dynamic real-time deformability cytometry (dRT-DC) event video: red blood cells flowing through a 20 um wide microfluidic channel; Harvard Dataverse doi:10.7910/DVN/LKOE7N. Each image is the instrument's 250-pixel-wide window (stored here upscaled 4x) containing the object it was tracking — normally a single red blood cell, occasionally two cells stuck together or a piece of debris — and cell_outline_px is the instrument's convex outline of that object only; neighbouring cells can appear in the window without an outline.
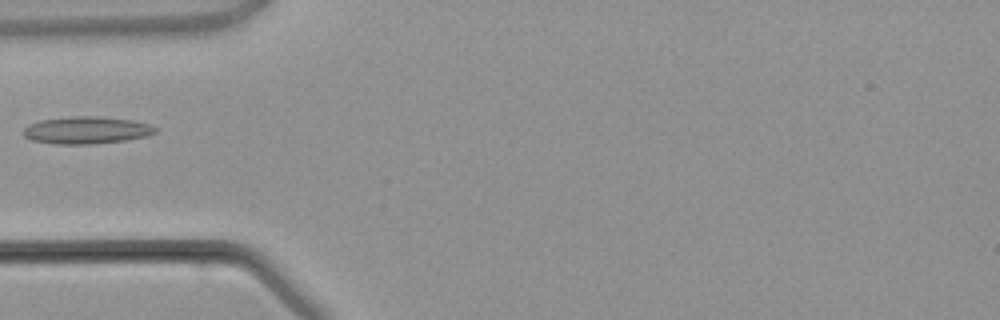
{"species": "common noctule bat (a hibernating species)", "species_latin": "Nyctalus noctula", "temperature_condition": "warm", "stored_images_in_passage": 2, "camera_frame_rate_fps": 3000, "um_per_image_px": 0.085, "animal": {"sex": "male", "body_mass_g": 21.5, "forearm_length_mm": 52.0}, "frame": {"image": 1, "passage_image": 2, "time_ms": 1.333, "image_size_px": [1000, 320], "cell_outline_px": [[156, 132], [148, 136], [124, 140], [92, 144], [56, 144], [32, 140], [24, 136], [24, 128], [28, 124], [40, 120], [72, 116], [100, 116], [132, 120], [152, 124], [156, 128]], "centroid_in_image_um": [7.37, 11.06], "position_along_channel_um": 77.6, "area_um2": 21.04}}